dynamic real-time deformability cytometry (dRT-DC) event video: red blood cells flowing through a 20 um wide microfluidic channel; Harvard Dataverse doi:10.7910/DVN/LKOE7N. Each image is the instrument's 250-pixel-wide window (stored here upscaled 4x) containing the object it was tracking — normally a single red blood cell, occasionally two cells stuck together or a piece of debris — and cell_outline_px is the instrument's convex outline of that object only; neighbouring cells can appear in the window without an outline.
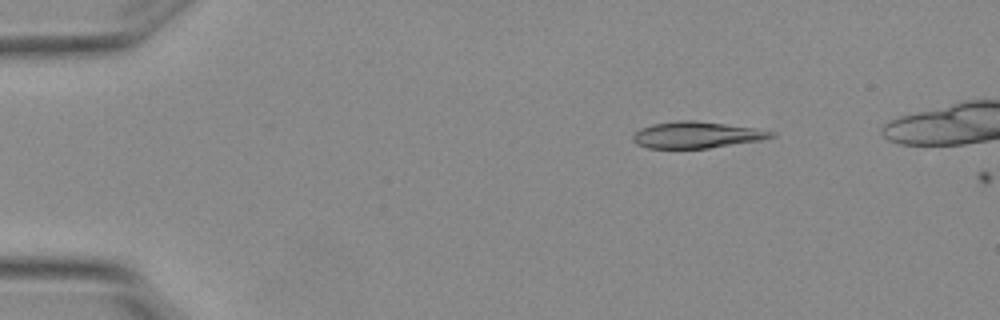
{"species": "Egyptian fruit bat (a non-hibernating species)", "species_latin": "Rousettus aegyptiacus", "temperature_condition": "warm", "stored_images_in_passage": 3, "camera_frame_rate_fps": 3000, "um_per_image_px": 0.085, "animal": {"sex": "female"}, "frame": {"image": 1, "passage_image": 2, "time_ms": 0.333, "image_size_px": [1000, 320], "cell_outline_px": [[776, 136], [760, 140], [708, 148], [648, 148], [636, 144], [632, 140], [632, 136], [640, 128], [652, 124], [676, 120], [696, 120], [752, 128], [776, 132]], "centroid_in_image_um": [59.16, 11.46], "position_along_channel_um": 25.8, "area_um2": 21.21}}